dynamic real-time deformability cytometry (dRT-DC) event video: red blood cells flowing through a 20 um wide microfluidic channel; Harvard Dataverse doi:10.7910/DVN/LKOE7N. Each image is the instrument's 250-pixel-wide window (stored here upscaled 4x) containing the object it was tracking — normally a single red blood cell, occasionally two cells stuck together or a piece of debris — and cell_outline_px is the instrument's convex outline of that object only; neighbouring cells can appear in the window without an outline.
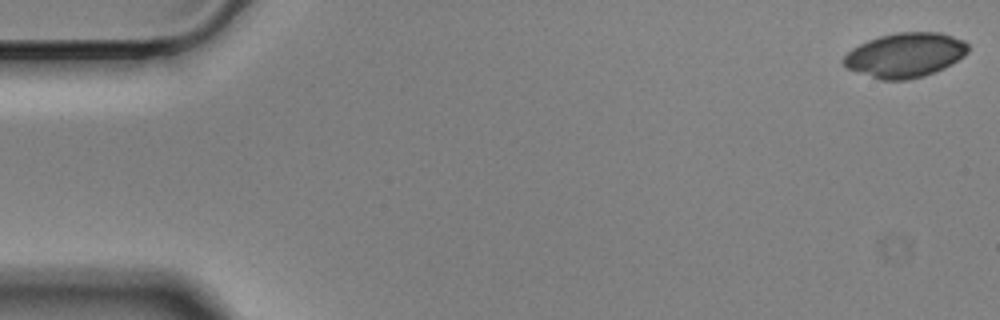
{"species": "Egyptian fruit bat (a non-hibernating species)", "species_latin": "Rousettus aegyptiacus", "temperature_condition": "cold", "stored_images_in_passage": 13, "camera_frame_rate_fps": 3000, "um_per_image_px": 0.085, "animal": {"sex": "male"}, "frame": {"image": 1, "passage_image": 1, "time_ms": 0.0, "image_size_px": [1000, 320], "cell_outline_px": [[968, 52], [964, 56], [952, 64], [944, 68], [924, 76], [908, 80], [880, 80], [844, 68], [840, 60], [852, 48], [868, 40], [880, 36], [896, 32], [940, 32], [964, 40], [968, 44]], "centroid_in_image_um": [76.91, 4.69], "position_along_channel_um": 8.1, "area_um2": 32.66}}